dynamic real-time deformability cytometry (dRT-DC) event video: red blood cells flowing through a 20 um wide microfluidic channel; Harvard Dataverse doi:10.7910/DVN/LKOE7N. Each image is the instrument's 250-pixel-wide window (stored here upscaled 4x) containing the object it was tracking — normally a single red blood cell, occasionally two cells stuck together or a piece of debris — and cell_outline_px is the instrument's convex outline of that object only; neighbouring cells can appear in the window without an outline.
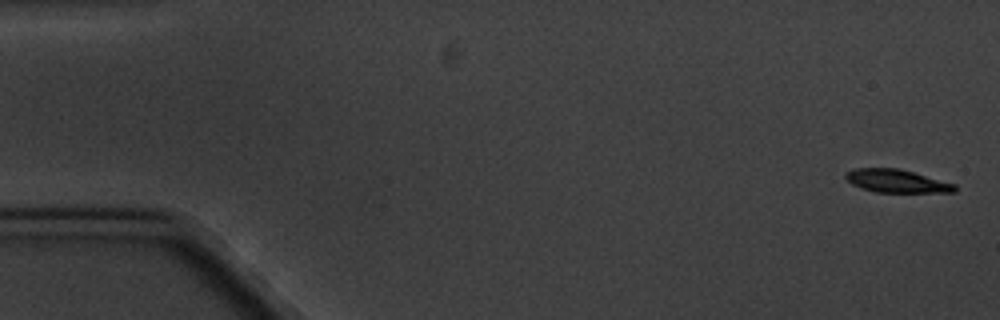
{"species": "common noctule bat (a hibernating species)", "species_latin": "Nyctalus noctula", "temperature_condition": "cold", "stored_images_in_passage": 10, "camera_frame_rate_fps": 3000, "um_per_image_px": 0.085, "animal": {"sex": "male", "body_mass_g": 20.1, "forearm_length_mm": 53.5}, "frame": {"image": 1, "passage_image": 1, "time_ms": 0.0, "image_size_px": [1000, 320], "cell_outline_px": [[956, 192], [876, 192], [860, 188], [852, 184], [844, 176], [844, 172], [856, 168], [900, 168], [956, 184]], "centroid_in_image_um": [76.2, 15.38], "position_along_channel_um": 8.8, "area_um2": 14.74}}
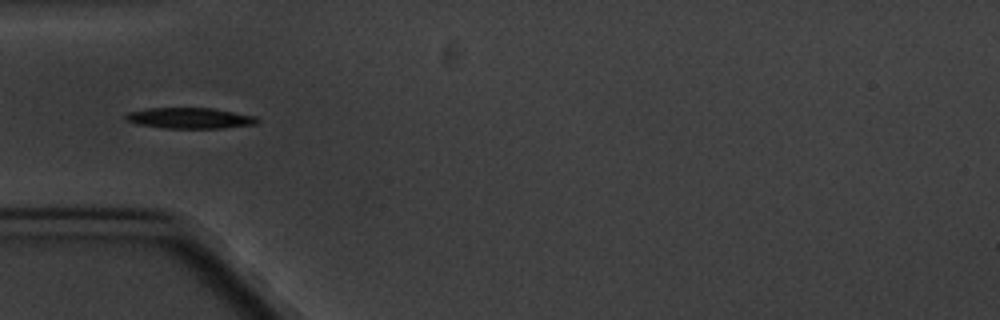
{"frame": {"image": 2, "passage_image": 5, "time_ms": 5.667, "image_size_px": [1000, 320], "cell_outline_px": [[260, 120], [256, 124], [224, 128], [164, 128], [136, 124], [124, 120], [124, 116], [128, 112], [148, 108], [212, 108], [256, 116]], "centroid_in_image_um": [16.12, 10.04], "position_along_channel_um": 68.9, "area_um2": 16.07}}
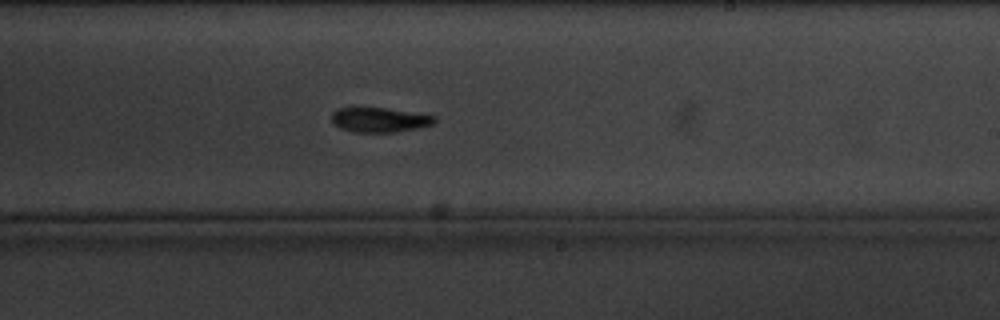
{"frame": {"image": 3, "passage_image": 10, "time_ms": 11.333, "image_size_px": [1000, 320], "cell_outline_px": [[436, 120], [432, 124], [416, 128], [396, 132], [352, 132], [340, 128], [332, 124], [332, 112], [340, 108], [388, 108], [436, 116]], "centroid_in_image_um": [32.23, 10.19], "position_along_channel_um": 256.8, "area_um2": 14.74}}